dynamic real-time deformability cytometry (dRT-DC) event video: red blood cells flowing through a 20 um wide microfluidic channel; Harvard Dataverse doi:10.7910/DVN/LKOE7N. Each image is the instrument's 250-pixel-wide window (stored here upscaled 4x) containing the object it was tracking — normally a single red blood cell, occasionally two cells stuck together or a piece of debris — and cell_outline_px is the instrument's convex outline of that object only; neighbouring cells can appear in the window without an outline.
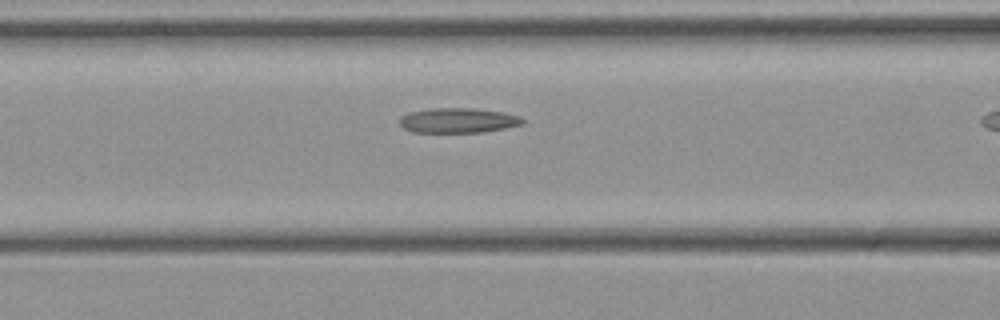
{"species": "common noctule bat (a hibernating species)", "species_latin": "Nyctalus noctula", "temperature_condition": "cold", "stored_images_in_passage": 9, "camera_frame_rate_fps": 3000, "um_per_image_px": 0.085, "animal": {"sex": "female", "body_mass_g": 21.9}, "frame": {"image": 1, "passage_image": 8, "time_ms": 2.333, "image_size_px": [1000, 320], "cell_outline_px": [[524, 124], [504, 128], [480, 132], [412, 132], [404, 128], [400, 124], [400, 116], [408, 112], [436, 108], [472, 108], [504, 112], [520, 116], [524, 120]], "centroid_in_image_um": [38.94, 10.23], "position_along_channel_um": 127.7, "area_um2": 17.8}}